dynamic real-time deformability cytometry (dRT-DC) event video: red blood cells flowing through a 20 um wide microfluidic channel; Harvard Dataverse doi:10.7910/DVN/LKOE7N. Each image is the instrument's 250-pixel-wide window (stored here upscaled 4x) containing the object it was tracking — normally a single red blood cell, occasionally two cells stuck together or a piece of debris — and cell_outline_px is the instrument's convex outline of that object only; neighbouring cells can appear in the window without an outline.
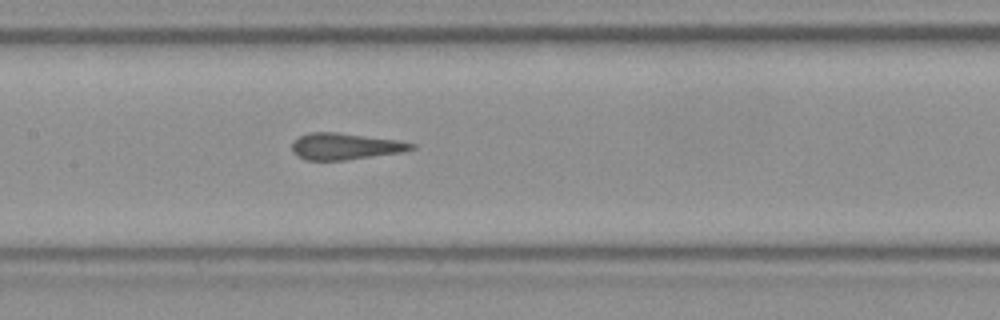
{"species": "Egyptian fruit bat (a non-hibernating species)", "species_latin": "Rousettus aegyptiacus", "temperature_condition": "room temperature", "stored_images_in_passage": 7, "camera_frame_rate_fps": 3000, "um_per_image_px": 0.085, "frame": {"image": 1, "passage_image": 7, "time_ms": 2.0, "image_size_px": [1000, 320], "cell_outline_px": [[416, 148], [404, 152], [344, 160], [304, 160], [296, 156], [292, 152], [292, 140], [308, 132], [336, 132], [400, 140], [416, 144]], "centroid_in_image_um": [29.33, 12.44], "position_along_channel_um": 178.1, "area_um2": 18.73}}